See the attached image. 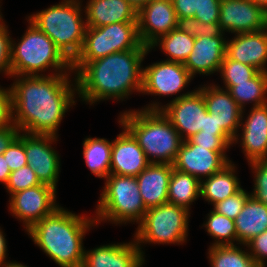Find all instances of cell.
Listing matches in <instances>:
<instances>
[{
	"instance_id": "obj_11",
	"label": "cell",
	"mask_w": 267,
	"mask_h": 267,
	"mask_svg": "<svg viewBox=\"0 0 267 267\" xmlns=\"http://www.w3.org/2000/svg\"><path fill=\"white\" fill-rule=\"evenodd\" d=\"M193 79L184 63L161 59L143 67L141 94L155 97H172L173 95L170 101H174L195 90L183 92Z\"/></svg>"
},
{
	"instance_id": "obj_52",
	"label": "cell",
	"mask_w": 267,
	"mask_h": 267,
	"mask_svg": "<svg viewBox=\"0 0 267 267\" xmlns=\"http://www.w3.org/2000/svg\"><path fill=\"white\" fill-rule=\"evenodd\" d=\"M1 1H2V0H0V3H2ZM1 5H2V4H0V25L5 21L4 18H3V14H2V12H1Z\"/></svg>"
},
{
	"instance_id": "obj_9",
	"label": "cell",
	"mask_w": 267,
	"mask_h": 267,
	"mask_svg": "<svg viewBox=\"0 0 267 267\" xmlns=\"http://www.w3.org/2000/svg\"><path fill=\"white\" fill-rule=\"evenodd\" d=\"M136 48H149L140 40L137 22L87 27L81 51L72 61V71L75 75L87 62Z\"/></svg>"
},
{
	"instance_id": "obj_51",
	"label": "cell",
	"mask_w": 267,
	"mask_h": 267,
	"mask_svg": "<svg viewBox=\"0 0 267 267\" xmlns=\"http://www.w3.org/2000/svg\"><path fill=\"white\" fill-rule=\"evenodd\" d=\"M256 5L262 7L267 12V0H252Z\"/></svg>"
},
{
	"instance_id": "obj_37",
	"label": "cell",
	"mask_w": 267,
	"mask_h": 267,
	"mask_svg": "<svg viewBox=\"0 0 267 267\" xmlns=\"http://www.w3.org/2000/svg\"><path fill=\"white\" fill-rule=\"evenodd\" d=\"M189 140L196 145L217 152H229L233 140L227 134H208L199 131Z\"/></svg>"
},
{
	"instance_id": "obj_20",
	"label": "cell",
	"mask_w": 267,
	"mask_h": 267,
	"mask_svg": "<svg viewBox=\"0 0 267 267\" xmlns=\"http://www.w3.org/2000/svg\"><path fill=\"white\" fill-rule=\"evenodd\" d=\"M227 36H201L194 40L193 49L184 66L195 78L196 75L210 76L220 71L221 63L226 54Z\"/></svg>"
},
{
	"instance_id": "obj_16",
	"label": "cell",
	"mask_w": 267,
	"mask_h": 267,
	"mask_svg": "<svg viewBox=\"0 0 267 267\" xmlns=\"http://www.w3.org/2000/svg\"><path fill=\"white\" fill-rule=\"evenodd\" d=\"M227 152H217L193 144L189 139L182 142L173 168L195 176L199 181L221 171L232 160Z\"/></svg>"
},
{
	"instance_id": "obj_26",
	"label": "cell",
	"mask_w": 267,
	"mask_h": 267,
	"mask_svg": "<svg viewBox=\"0 0 267 267\" xmlns=\"http://www.w3.org/2000/svg\"><path fill=\"white\" fill-rule=\"evenodd\" d=\"M234 223L237 244L246 245L256 235L267 230V206L250 196Z\"/></svg>"
},
{
	"instance_id": "obj_31",
	"label": "cell",
	"mask_w": 267,
	"mask_h": 267,
	"mask_svg": "<svg viewBox=\"0 0 267 267\" xmlns=\"http://www.w3.org/2000/svg\"><path fill=\"white\" fill-rule=\"evenodd\" d=\"M207 255L211 267H258L246 245L210 246Z\"/></svg>"
},
{
	"instance_id": "obj_46",
	"label": "cell",
	"mask_w": 267,
	"mask_h": 267,
	"mask_svg": "<svg viewBox=\"0 0 267 267\" xmlns=\"http://www.w3.org/2000/svg\"><path fill=\"white\" fill-rule=\"evenodd\" d=\"M201 131L208 134H226L220 126L217 125L213 114L210 112L205 113V123L204 128H201Z\"/></svg>"
},
{
	"instance_id": "obj_4",
	"label": "cell",
	"mask_w": 267,
	"mask_h": 267,
	"mask_svg": "<svg viewBox=\"0 0 267 267\" xmlns=\"http://www.w3.org/2000/svg\"><path fill=\"white\" fill-rule=\"evenodd\" d=\"M119 114L117 122L133 135L150 163L173 165L183 140L160 110L128 109Z\"/></svg>"
},
{
	"instance_id": "obj_21",
	"label": "cell",
	"mask_w": 267,
	"mask_h": 267,
	"mask_svg": "<svg viewBox=\"0 0 267 267\" xmlns=\"http://www.w3.org/2000/svg\"><path fill=\"white\" fill-rule=\"evenodd\" d=\"M112 140L110 174L136 177L150 162L133 135L123 126Z\"/></svg>"
},
{
	"instance_id": "obj_32",
	"label": "cell",
	"mask_w": 267,
	"mask_h": 267,
	"mask_svg": "<svg viewBox=\"0 0 267 267\" xmlns=\"http://www.w3.org/2000/svg\"><path fill=\"white\" fill-rule=\"evenodd\" d=\"M205 217L206 220L201 225V228H205L207 234L214 239L209 247L237 244V234L233 219L218 214L214 210H210Z\"/></svg>"
},
{
	"instance_id": "obj_12",
	"label": "cell",
	"mask_w": 267,
	"mask_h": 267,
	"mask_svg": "<svg viewBox=\"0 0 267 267\" xmlns=\"http://www.w3.org/2000/svg\"><path fill=\"white\" fill-rule=\"evenodd\" d=\"M57 191L52 186L40 184L18 191L9 197L8 210L27 232L34 224L50 215L57 207Z\"/></svg>"
},
{
	"instance_id": "obj_14",
	"label": "cell",
	"mask_w": 267,
	"mask_h": 267,
	"mask_svg": "<svg viewBox=\"0 0 267 267\" xmlns=\"http://www.w3.org/2000/svg\"><path fill=\"white\" fill-rule=\"evenodd\" d=\"M219 25L230 35L267 28V12L252 0H221Z\"/></svg>"
},
{
	"instance_id": "obj_7",
	"label": "cell",
	"mask_w": 267,
	"mask_h": 267,
	"mask_svg": "<svg viewBox=\"0 0 267 267\" xmlns=\"http://www.w3.org/2000/svg\"><path fill=\"white\" fill-rule=\"evenodd\" d=\"M97 206V226L107 221L116 226L139 224L147 211L138 187L137 178L109 174L105 179Z\"/></svg>"
},
{
	"instance_id": "obj_29",
	"label": "cell",
	"mask_w": 267,
	"mask_h": 267,
	"mask_svg": "<svg viewBox=\"0 0 267 267\" xmlns=\"http://www.w3.org/2000/svg\"><path fill=\"white\" fill-rule=\"evenodd\" d=\"M200 198V181L188 173L172 169L168 187V203L191 210Z\"/></svg>"
},
{
	"instance_id": "obj_22",
	"label": "cell",
	"mask_w": 267,
	"mask_h": 267,
	"mask_svg": "<svg viewBox=\"0 0 267 267\" xmlns=\"http://www.w3.org/2000/svg\"><path fill=\"white\" fill-rule=\"evenodd\" d=\"M225 55L258 71L267 72V28L234 34L231 39L228 37Z\"/></svg>"
},
{
	"instance_id": "obj_48",
	"label": "cell",
	"mask_w": 267,
	"mask_h": 267,
	"mask_svg": "<svg viewBox=\"0 0 267 267\" xmlns=\"http://www.w3.org/2000/svg\"><path fill=\"white\" fill-rule=\"evenodd\" d=\"M11 171L9 166L7 165L6 159L4 158V155H0V183L3 184V186L6 185L9 179Z\"/></svg>"
},
{
	"instance_id": "obj_8",
	"label": "cell",
	"mask_w": 267,
	"mask_h": 267,
	"mask_svg": "<svg viewBox=\"0 0 267 267\" xmlns=\"http://www.w3.org/2000/svg\"><path fill=\"white\" fill-rule=\"evenodd\" d=\"M186 208L171 203L148 209L134 232V240L144 258L146 244L183 245L188 240L189 217ZM144 244V245H143Z\"/></svg>"
},
{
	"instance_id": "obj_18",
	"label": "cell",
	"mask_w": 267,
	"mask_h": 267,
	"mask_svg": "<svg viewBox=\"0 0 267 267\" xmlns=\"http://www.w3.org/2000/svg\"><path fill=\"white\" fill-rule=\"evenodd\" d=\"M208 84V85H207ZM204 97L207 111L213 114L217 125L234 140L241 124L242 109L226 89L215 82L199 85L197 88Z\"/></svg>"
},
{
	"instance_id": "obj_6",
	"label": "cell",
	"mask_w": 267,
	"mask_h": 267,
	"mask_svg": "<svg viewBox=\"0 0 267 267\" xmlns=\"http://www.w3.org/2000/svg\"><path fill=\"white\" fill-rule=\"evenodd\" d=\"M82 4V0H61L55 5L27 15L71 62L81 51L87 28Z\"/></svg>"
},
{
	"instance_id": "obj_40",
	"label": "cell",
	"mask_w": 267,
	"mask_h": 267,
	"mask_svg": "<svg viewBox=\"0 0 267 267\" xmlns=\"http://www.w3.org/2000/svg\"><path fill=\"white\" fill-rule=\"evenodd\" d=\"M221 0H198L197 9L195 10L192 20L203 23L219 22Z\"/></svg>"
},
{
	"instance_id": "obj_42",
	"label": "cell",
	"mask_w": 267,
	"mask_h": 267,
	"mask_svg": "<svg viewBox=\"0 0 267 267\" xmlns=\"http://www.w3.org/2000/svg\"><path fill=\"white\" fill-rule=\"evenodd\" d=\"M185 26L194 38L201 36L214 37L217 35H227L221 30L218 22L203 23L191 19L185 23Z\"/></svg>"
},
{
	"instance_id": "obj_1",
	"label": "cell",
	"mask_w": 267,
	"mask_h": 267,
	"mask_svg": "<svg viewBox=\"0 0 267 267\" xmlns=\"http://www.w3.org/2000/svg\"><path fill=\"white\" fill-rule=\"evenodd\" d=\"M71 74L10 77L14 79L9 86L13 124L19 131L59 137L61 121L78 99L76 78Z\"/></svg>"
},
{
	"instance_id": "obj_28",
	"label": "cell",
	"mask_w": 267,
	"mask_h": 267,
	"mask_svg": "<svg viewBox=\"0 0 267 267\" xmlns=\"http://www.w3.org/2000/svg\"><path fill=\"white\" fill-rule=\"evenodd\" d=\"M82 155L91 173L105 179L110 174L112 140L98 137H85Z\"/></svg>"
},
{
	"instance_id": "obj_35",
	"label": "cell",
	"mask_w": 267,
	"mask_h": 267,
	"mask_svg": "<svg viewBox=\"0 0 267 267\" xmlns=\"http://www.w3.org/2000/svg\"><path fill=\"white\" fill-rule=\"evenodd\" d=\"M253 173V191L250 195L267 206V159L248 163Z\"/></svg>"
},
{
	"instance_id": "obj_5",
	"label": "cell",
	"mask_w": 267,
	"mask_h": 267,
	"mask_svg": "<svg viewBox=\"0 0 267 267\" xmlns=\"http://www.w3.org/2000/svg\"><path fill=\"white\" fill-rule=\"evenodd\" d=\"M26 19V31L17 42L11 40V76L73 73L72 62L46 34ZM47 71L51 73L45 74Z\"/></svg>"
},
{
	"instance_id": "obj_24",
	"label": "cell",
	"mask_w": 267,
	"mask_h": 267,
	"mask_svg": "<svg viewBox=\"0 0 267 267\" xmlns=\"http://www.w3.org/2000/svg\"><path fill=\"white\" fill-rule=\"evenodd\" d=\"M84 5L87 27L137 22V9L126 0H88Z\"/></svg>"
},
{
	"instance_id": "obj_41",
	"label": "cell",
	"mask_w": 267,
	"mask_h": 267,
	"mask_svg": "<svg viewBox=\"0 0 267 267\" xmlns=\"http://www.w3.org/2000/svg\"><path fill=\"white\" fill-rule=\"evenodd\" d=\"M249 254L258 267H266L267 261V230L256 235L246 244Z\"/></svg>"
},
{
	"instance_id": "obj_34",
	"label": "cell",
	"mask_w": 267,
	"mask_h": 267,
	"mask_svg": "<svg viewBox=\"0 0 267 267\" xmlns=\"http://www.w3.org/2000/svg\"><path fill=\"white\" fill-rule=\"evenodd\" d=\"M40 184L34 170L27 164L10 173L8 182L4 187L6 188V192L9 193L8 195L11 196L18 191L32 188Z\"/></svg>"
},
{
	"instance_id": "obj_36",
	"label": "cell",
	"mask_w": 267,
	"mask_h": 267,
	"mask_svg": "<svg viewBox=\"0 0 267 267\" xmlns=\"http://www.w3.org/2000/svg\"><path fill=\"white\" fill-rule=\"evenodd\" d=\"M250 196V192L242 188L234 195L227 197L219 203H216L212 209L218 214H222L230 219L235 220L238 214L244 208Z\"/></svg>"
},
{
	"instance_id": "obj_30",
	"label": "cell",
	"mask_w": 267,
	"mask_h": 267,
	"mask_svg": "<svg viewBox=\"0 0 267 267\" xmlns=\"http://www.w3.org/2000/svg\"><path fill=\"white\" fill-rule=\"evenodd\" d=\"M238 106L244 110L251 103V107L267 104V72L258 71L247 82L237 83L226 89Z\"/></svg>"
},
{
	"instance_id": "obj_25",
	"label": "cell",
	"mask_w": 267,
	"mask_h": 267,
	"mask_svg": "<svg viewBox=\"0 0 267 267\" xmlns=\"http://www.w3.org/2000/svg\"><path fill=\"white\" fill-rule=\"evenodd\" d=\"M234 163L231 161L221 171L200 181V197L204 202L214 206L243 188Z\"/></svg>"
},
{
	"instance_id": "obj_44",
	"label": "cell",
	"mask_w": 267,
	"mask_h": 267,
	"mask_svg": "<svg viewBox=\"0 0 267 267\" xmlns=\"http://www.w3.org/2000/svg\"><path fill=\"white\" fill-rule=\"evenodd\" d=\"M173 8L181 24L194 18L198 0H172Z\"/></svg>"
},
{
	"instance_id": "obj_47",
	"label": "cell",
	"mask_w": 267,
	"mask_h": 267,
	"mask_svg": "<svg viewBox=\"0 0 267 267\" xmlns=\"http://www.w3.org/2000/svg\"><path fill=\"white\" fill-rule=\"evenodd\" d=\"M6 235L2 228L0 227V267L3 266L7 261L8 247L6 241Z\"/></svg>"
},
{
	"instance_id": "obj_3",
	"label": "cell",
	"mask_w": 267,
	"mask_h": 267,
	"mask_svg": "<svg viewBox=\"0 0 267 267\" xmlns=\"http://www.w3.org/2000/svg\"><path fill=\"white\" fill-rule=\"evenodd\" d=\"M94 215L76 214L63 206L34 224L29 238L60 267H82L85 236L96 227Z\"/></svg>"
},
{
	"instance_id": "obj_19",
	"label": "cell",
	"mask_w": 267,
	"mask_h": 267,
	"mask_svg": "<svg viewBox=\"0 0 267 267\" xmlns=\"http://www.w3.org/2000/svg\"><path fill=\"white\" fill-rule=\"evenodd\" d=\"M145 258L132 238L129 242L108 243L84 251L82 267H143Z\"/></svg>"
},
{
	"instance_id": "obj_50",
	"label": "cell",
	"mask_w": 267,
	"mask_h": 267,
	"mask_svg": "<svg viewBox=\"0 0 267 267\" xmlns=\"http://www.w3.org/2000/svg\"><path fill=\"white\" fill-rule=\"evenodd\" d=\"M1 267H29L25 264L19 263L16 260L15 261H10V259L8 260V262H6L3 266Z\"/></svg>"
},
{
	"instance_id": "obj_2",
	"label": "cell",
	"mask_w": 267,
	"mask_h": 267,
	"mask_svg": "<svg viewBox=\"0 0 267 267\" xmlns=\"http://www.w3.org/2000/svg\"><path fill=\"white\" fill-rule=\"evenodd\" d=\"M149 52V48H136L87 62L75 74L78 100L93 106L108 100L123 102L133 93L141 94L142 63Z\"/></svg>"
},
{
	"instance_id": "obj_49",
	"label": "cell",
	"mask_w": 267,
	"mask_h": 267,
	"mask_svg": "<svg viewBox=\"0 0 267 267\" xmlns=\"http://www.w3.org/2000/svg\"><path fill=\"white\" fill-rule=\"evenodd\" d=\"M126 1L130 3L133 7H135L138 11L141 7L148 4L151 0H126Z\"/></svg>"
},
{
	"instance_id": "obj_17",
	"label": "cell",
	"mask_w": 267,
	"mask_h": 267,
	"mask_svg": "<svg viewBox=\"0 0 267 267\" xmlns=\"http://www.w3.org/2000/svg\"><path fill=\"white\" fill-rule=\"evenodd\" d=\"M137 23L140 40L147 47L181 25L172 0H151L138 10Z\"/></svg>"
},
{
	"instance_id": "obj_45",
	"label": "cell",
	"mask_w": 267,
	"mask_h": 267,
	"mask_svg": "<svg viewBox=\"0 0 267 267\" xmlns=\"http://www.w3.org/2000/svg\"><path fill=\"white\" fill-rule=\"evenodd\" d=\"M19 132L15 124L0 130V155L3 154L11 142L18 136Z\"/></svg>"
},
{
	"instance_id": "obj_43",
	"label": "cell",
	"mask_w": 267,
	"mask_h": 267,
	"mask_svg": "<svg viewBox=\"0 0 267 267\" xmlns=\"http://www.w3.org/2000/svg\"><path fill=\"white\" fill-rule=\"evenodd\" d=\"M13 125L12 95L10 88L0 89V130Z\"/></svg>"
},
{
	"instance_id": "obj_39",
	"label": "cell",
	"mask_w": 267,
	"mask_h": 267,
	"mask_svg": "<svg viewBox=\"0 0 267 267\" xmlns=\"http://www.w3.org/2000/svg\"><path fill=\"white\" fill-rule=\"evenodd\" d=\"M11 31L5 21L0 25V74L11 77Z\"/></svg>"
},
{
	"instance_id": "obj_27",
	"label": "cell",
	"mask_w": 267,
	"mask_h": 267,
	"mask_svg": "<svg viewBox=\"0 0 267 267\" xmlns=\"http://www.w3.org/2000/svg\"><path fill=\"white\" fill-rule=\"evenodd\" d=\"M195 38L191 35L185 24L170 31L168 34L162 35L150 46L149 50L154 51L159 47L161 52L168 56L166 61L185 63L188 59L193 46Z\"/></svg>"
},
{
	"instance_id": "obj_23",
	"label": "cell",
	"mask_w": 267,
	"mask_h": 267,
	"mask_svg": "<svg viewBox=\"0 0 267 267\" xmlns=\"http://www.w3.org/2000/svg\"><path fill=\"white\" fill-rule=\"evenodd\" d=\"M173 165L150 163L136 176L146 209L168 203V187Z\"/></svg>"
},
{
	"instance_id": "obj_38",
	"label": "cell",
	"mask_w": 267,
	"mask_h": 267,
	"mask_svg": "<svg viewBox=\"0 0 267 267\" xmlns=\"http://www.w3.org/2000/svg\"><path fill=\"white\" fill-rule=\"evenodd\" d=\"M3 155L11 172L27 165L24 147V132H19L18 136L3 152Z\"/></svg>"
},
{
	"instance_id": "obj_10",
	"label": "cell",
	"mask_w": 267,
	"mask_h": 267,
	"mask_svg": "<svg viewBox=\"0 0 267 267\" xmlns=\"http://www.w3.org/2000/svg\"><path fill=\"white\" fill-rule=\"evenodd\" d=\"M151 102L139 109L160 110L178 131L183 141L188 140L201 131V128H204L207 107L203 94L197 87L189 95L164 105L157 100H151Z\"/></svg>"
},
{
	"instance_id": "obj_33",
	"label": "cell",
	"mask_w": 267,
	"mask_h": 267,
	"mask_svg": "<svg viewBox=\"0 0 267 267\" xmlns=\"http://www.w3.org/2000/svg\"><path fill=\"white\" fill-rule=\"evenodd\" d=\"M257 72L258 70L256 68L229 59L225 55L219 71L224 86L216 85L222 89H227L237 83L247 82V80H250Z\"/></svg>"
},
{
	"instance_id": "obj_13",
	"label": "cell",
	"mask_w": 267,
	"mask_h": 267,
	"mask_svg": "<svg viewBox=\"0 0 267 267\" xmlns=\"http://www.w3.org/2000/svg\"><path fill=\"white\" fill-rule=\"evenodd\" d=\"M57 141V136L24 132L27 164L34 170L40 183L52 186L56 190L62 166L61 157L53 147Z\"/></svg>"
},
{
	"instance_id": "obj_15",
	"label": "cell",
	"mask_w": 267,
	"mask_h": 267,
	"mask_svg": "<svg viewBox=\"0 0 267 267\" xmlns=\"http://www.w3.org/2000/svg\"><path fill=\"white\" fill-rule=\"evenodd\" d=\"M249 110V114L242 110L239 131L232 144H240L248 163L267 159V104Z\"/></svg>"
}]
</instances>
